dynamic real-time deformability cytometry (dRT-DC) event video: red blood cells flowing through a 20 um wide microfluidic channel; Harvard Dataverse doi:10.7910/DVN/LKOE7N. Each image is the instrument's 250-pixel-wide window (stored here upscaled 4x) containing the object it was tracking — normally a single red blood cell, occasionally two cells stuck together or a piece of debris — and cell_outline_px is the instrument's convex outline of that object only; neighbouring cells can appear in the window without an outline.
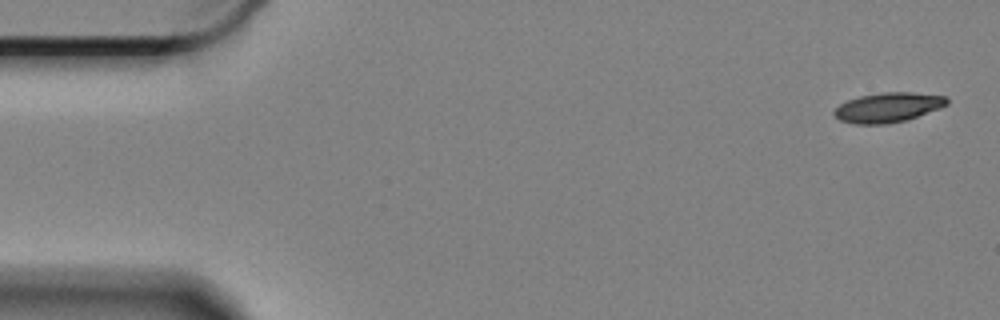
{"species": "Egyptian fruit bat (a non-hibernating species)", "species_latin": "Rousettus aegyptiacus", "temperature_condition": "cold", "stored_images_in_passage": 42, "camera_frame_rate_fps": 3000, "um_per_image_px": 0.085, "animal": {"sex": "female"}, "frame": {"image": 1, "passage_image": 1, "time_ms": 0.0, "image_size_px": [1000, 320], "cell_outline_px": [[948, 104], [940, 108], [904, 120], [888, 124], [856, 124], [840, 120], [832, 112], [840, 104], [848, 100], [860, 96], [884, 92], [912, 92], [944, 96], [948, 100]], "centroid_in_image_um": [75.47, 9.13], "position_along_channel_um": 9.5, "area_um2": 19.25}}
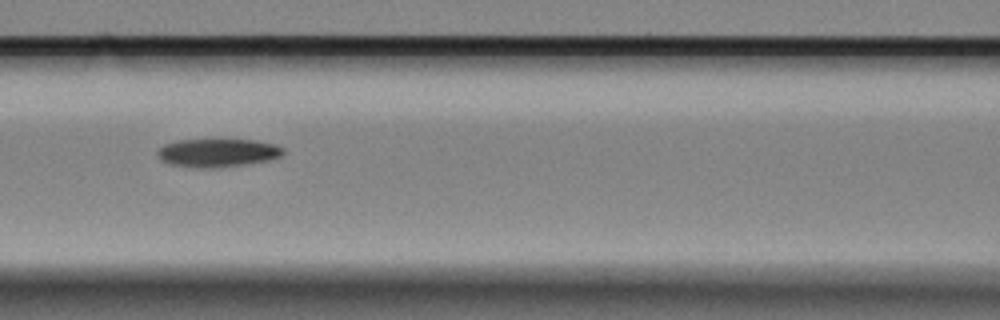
{"frame": {"image": 2, "passage_image": 24, "time_ms": 7.667, "image_size_px": [1000, 320], "cell_outline_px": [[284, 156], [272, 160], [216, 168], [196, 168], [168, 164], [160, 160], [156, 152], [164, 144], [180, 140], [252, 140], [276, 144], [284, 148]], "centroid_in_image_um": [18.52, 13.0], "position_along_channel_um": 148.1, "area_um2": 20.92}}
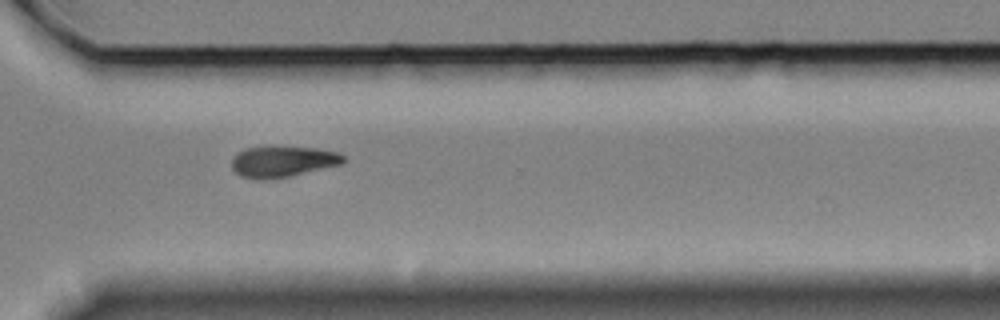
{"frame": {"image": 3, "passage_image": 42, "time_ms": 13.667, "image_size_px": [1000, 320], "cell_outline_px": [[348, 160], [344, 164], [288, 176], [264, 180], [260, 180], [240, 176], [232, 168], [232, 160], [244, 148], [264, 144], [280, 144], [316, 148], [340, 152]], "centroid_in_image_um": [24.07, 13.67], "position_along_channel_um": 346.5, "area_um2": 21.1}}